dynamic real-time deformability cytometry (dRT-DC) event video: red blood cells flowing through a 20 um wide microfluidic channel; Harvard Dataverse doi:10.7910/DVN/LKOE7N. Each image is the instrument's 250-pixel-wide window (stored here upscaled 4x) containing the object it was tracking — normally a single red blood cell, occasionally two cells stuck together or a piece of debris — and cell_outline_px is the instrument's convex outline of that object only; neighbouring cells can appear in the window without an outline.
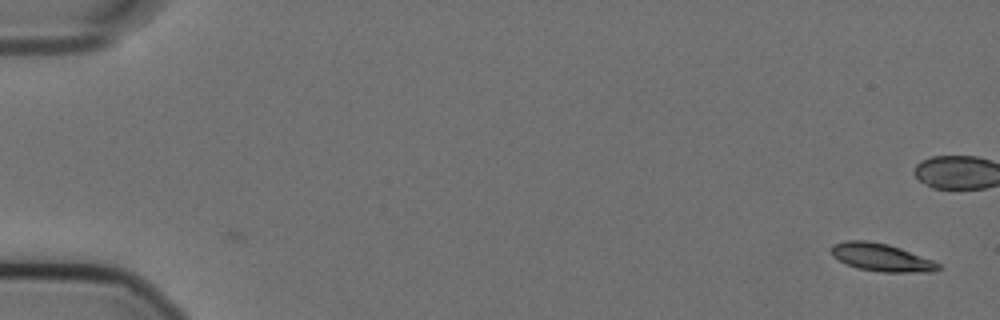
{"species": "Egyptian fruit bat (a non-hibernating species)", "species_latin": "Rousettus aegyptiacus", "temperature_condition": "cold", "stored_images_in_passage": 3, "camera_frame_rate_fps": 3000, "um_per_image_px": 0.085, "animal": {"sex": "female"}, "frame": {"image": 1, "passage_image": 3, "time_ms": 0.667, "image_size_px": [1000, 320], "cell_outline_px": [[940, 268], [936, 272], [880, 272], [856, 268], [832, 256], [828, 248], [832, 244], [844, 240], [868, 240], [888, 244], [900, 248], [932, 260], [940, 264]], "centroid_in_image_um": [74.87, 21.87], "position_along_channel_um": 10.1, "area_um2": 17.51}}